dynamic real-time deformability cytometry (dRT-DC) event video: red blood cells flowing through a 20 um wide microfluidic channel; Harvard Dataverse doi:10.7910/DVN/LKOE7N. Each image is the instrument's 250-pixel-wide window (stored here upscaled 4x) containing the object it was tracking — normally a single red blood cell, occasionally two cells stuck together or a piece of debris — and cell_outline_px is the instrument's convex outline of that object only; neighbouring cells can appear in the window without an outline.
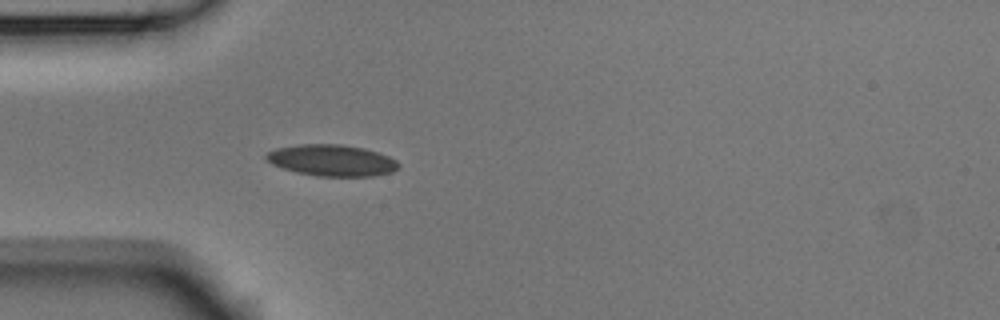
{"species": "Egyptian fruit bat (a non-hibernating species)", "species_latin": "Rousettus aegyptiacus", "temperature_condition": "room temperature", "stored_images_in_passage": 4, "camera_frame_rate_fps": 3000, "um_per_image_px": 0.085, "animal": {"sex": "male"}, "frame": {"image": 1, "passage_image": 4, "time_ms": 1.0, "image_size_px": [1000, 320], "cell_outline_px": [[400, 168], [392, 172], [372, 176], [316, 176], [296, 172], [272, 164], [264, 156], [268, 152], [276, 148], [296, 144], [340, 144], [364, 148], [388, 156], [396, 160], [400, 164]], "centroid_in_image_um": [28.22, 13.63], "position_along_channel_um": 56.8, "area_um2": 24.22}}